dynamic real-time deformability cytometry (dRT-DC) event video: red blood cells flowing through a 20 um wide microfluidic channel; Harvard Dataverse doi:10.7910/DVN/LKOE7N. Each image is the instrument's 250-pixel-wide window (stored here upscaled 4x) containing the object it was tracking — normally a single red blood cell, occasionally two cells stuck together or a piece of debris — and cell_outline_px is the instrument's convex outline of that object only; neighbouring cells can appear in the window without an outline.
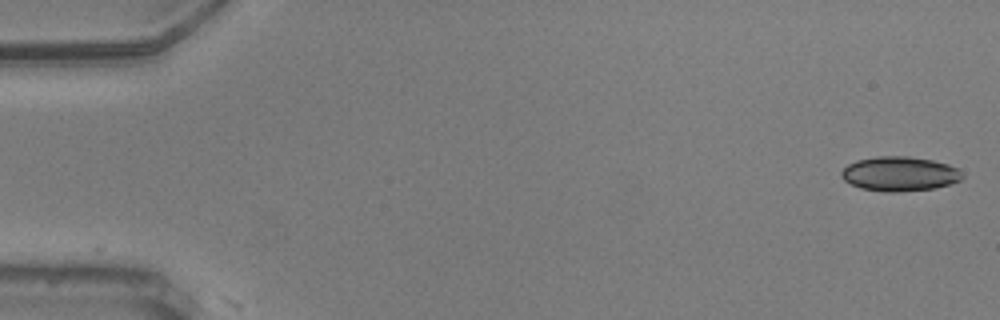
{"species": "common noctule bat (a hibernating species)", "species_latin": "Nyctalus noctula", "temperature_condition": "warm", "stored_images_in_passage": 2, "camera_frame_rate_fps": 3000, "um_per_image_px": 0.085, "animal": {"sex": "male", "body_mass_g": 20.5, "forearm_length_mm": 52.5}, "frame": {"image": 1, "passage_image": 1, "time_ms": 0.0, "image_size_px": [1000, 320], "cell_outline_px": [[964, 176], [960, 180], [948, 184], [932, 188], [896, 192], [884, 192], [860, 188], [844, 180], [840, 176], [840, 172], [848, 164], [856, 160], [876, 156], [908, 156], [932, 160], [948, 164], [956, 168]], "centroid_in_image_um": [76.42, 14.77], "position_along_channel_um": 8.6, "area_um2": 24.22}}